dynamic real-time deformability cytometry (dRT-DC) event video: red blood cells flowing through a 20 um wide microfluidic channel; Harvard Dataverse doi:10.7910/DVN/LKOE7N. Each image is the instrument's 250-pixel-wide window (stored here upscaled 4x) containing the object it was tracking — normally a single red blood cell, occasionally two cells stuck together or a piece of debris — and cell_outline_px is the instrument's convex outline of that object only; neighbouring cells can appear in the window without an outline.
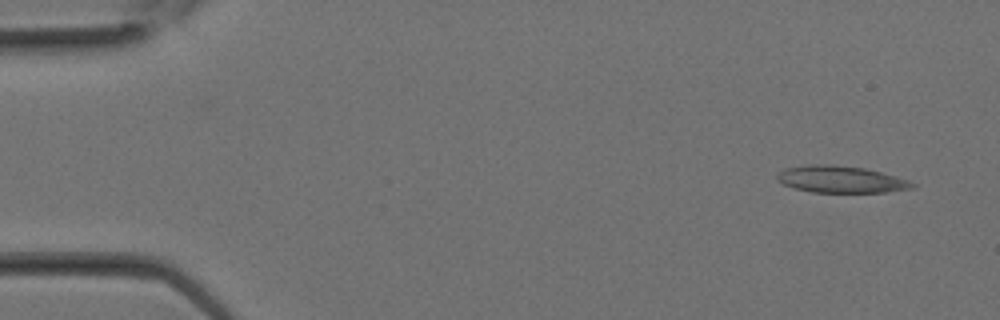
{"species": "Egyptian fruit bat (a non-hibernating species)", "species_latin": "Rousettus aegyptiacus", "temperature_condition": "room temperature", "stored_images_in_passage": 5, "camera_frame_rate_fps": 3000, "um_per_image_px": 0.085, "animal": {"sex": "female"}, "frame": {"image": 1, "passage_image": 1, "time_ms": 0.0, "image_size_px": [1000, 320], "cell_outline_px": [[916, 188], [884, 192], [812, 192], [792, 188], [776, 180], [776, 172], [784, 168], [808, 164], [832, 164], [864, 168], [896, 176], [908, 180], [916, 184]], "centroid_in_image_um": [71.43, 15.24], "position_along_channel_um": 13.6, "area_um2": 21.39}}